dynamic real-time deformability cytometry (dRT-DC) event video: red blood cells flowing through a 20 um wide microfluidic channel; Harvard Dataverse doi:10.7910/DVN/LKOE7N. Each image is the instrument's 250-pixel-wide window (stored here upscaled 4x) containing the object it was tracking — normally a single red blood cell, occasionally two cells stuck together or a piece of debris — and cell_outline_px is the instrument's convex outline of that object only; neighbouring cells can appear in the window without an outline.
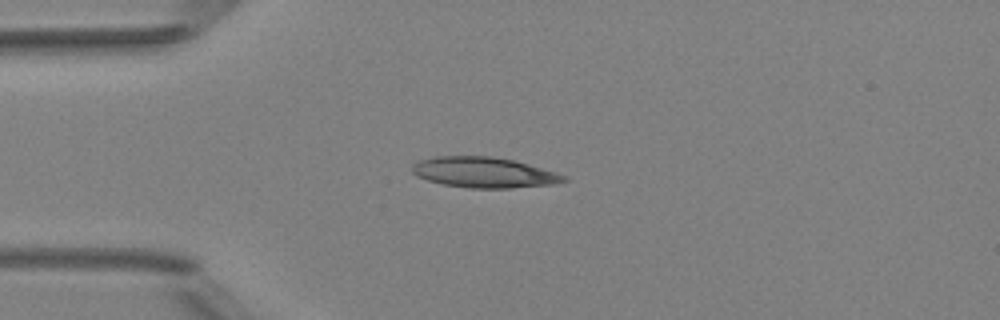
{"species": "Egyptian fruit bat (a non-hibernating species)", "species_latin": "Rousettus aegyptiacus", "temperature_condition": "room temperature", "stored_images_in_passage": 1, "camera_frame_rate_fps": 3000, "um_per_image_px": 0.085, "animal": {"sex": "female"}, "frame": {"image": 1, "passage_image": 1, "time_ms": 0.0, "image_size_px": [1000, 320], "cell_outline_px": [[568, 180], [552, 184], [512, 188], [468, 188], [444, 184], [428, 180], [416, 176], [412, 172], [412, 164], [420, 160], [432, 156], [492, 156], [512, 160], [528, 164], [556, 172], [568, 176]], "centroid_in_image_um": [41.12, 14.65], "position_along_channel_um": 43.9, "area_um2": 26.99}}